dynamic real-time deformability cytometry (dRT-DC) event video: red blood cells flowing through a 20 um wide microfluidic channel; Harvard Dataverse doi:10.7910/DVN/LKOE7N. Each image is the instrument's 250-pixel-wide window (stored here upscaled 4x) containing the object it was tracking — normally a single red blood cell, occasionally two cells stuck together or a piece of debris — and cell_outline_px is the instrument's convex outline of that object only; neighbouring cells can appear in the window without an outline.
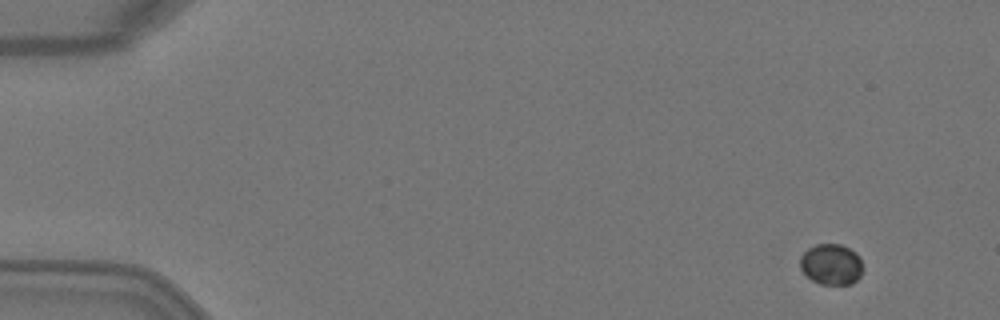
{"species": "Egyptian fruit bat (a non-hibernating species)", "species_latin": "Rousettus aegyptiacus", "temperature_condition": "warm", "stored_images_in_passage": 4, "camera_frame_rate_fps": 3000, "um_per_image_px": 0.085, "animal": {"sex": "female"}, "frame": {"image": 1, "passage_image": 1, "time_ms": 0.0, "image_size_px": [1000, 320], "cell_outline_px": [[864, 268], [860, 276], [852, 284], [820, 284], [812, 280], [800, 268], [800, 256], [808, 248], [816, 244], [840, 244], [856, 252], [860, 256]], "centroid_in_image_um": [70.68, 22.46], "position_along_channel_um": 14.3, "area_um2": 15.09}}